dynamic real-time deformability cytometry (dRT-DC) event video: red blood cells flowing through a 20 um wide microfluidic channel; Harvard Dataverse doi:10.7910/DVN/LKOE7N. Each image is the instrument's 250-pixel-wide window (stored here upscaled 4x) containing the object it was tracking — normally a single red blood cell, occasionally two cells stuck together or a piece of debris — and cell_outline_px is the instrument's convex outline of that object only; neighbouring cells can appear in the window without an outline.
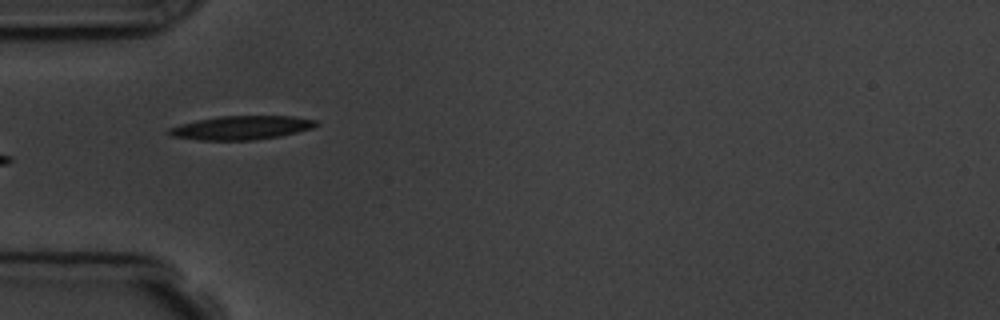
{"species": "common noctule bat (a hibernating species)", "species_latin": "Nyctalus noctula", "temperature_condition": "room temperature", "stored_images_in_passage": 7, "camera_frame_rate_fps": 3000, "um_per_image_px": 0.085, "animal": {"sex": "male", "body_mass_g": 19.5, "forearm_length_mm": 54.6}, "frame": {"image": 1, "passage_image": 6, "time_ms": 5.667, "image_size_px": [1000, 320], "cell_outline_px": [[316, 124], [312, 128], [280, 136], [256, 140], [200, 140], [172, 136], [168, 132], [168, 128], [180, 124], [196, 120], [220, 116], [292, 116], [316, 120]], "centroid_in_image_um": [20.49, 10.85], "position_along_channel_um": 64.5, "area_um2": 20.23}}
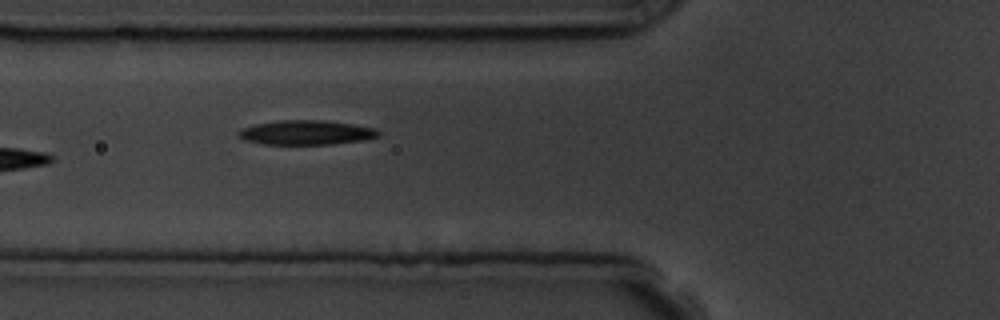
{"frame": {"image": 2, "passage_image": 7, "time_ms": 6.667, "image_size_px": [1000, 320], "cell_outline_px": [[380, 136], [364, 140], [332, 144], [264, 144], [244, 140], [236, 136], [236, 132], [240, 128], [256, 124], [276, 120], [320, 120], [352, 124], [376, 128], [380, 132]], "centroid_in_image_um": [25.99, 11.26], "position_along_channel_um": 99.8, "area_um2": 20.11}}